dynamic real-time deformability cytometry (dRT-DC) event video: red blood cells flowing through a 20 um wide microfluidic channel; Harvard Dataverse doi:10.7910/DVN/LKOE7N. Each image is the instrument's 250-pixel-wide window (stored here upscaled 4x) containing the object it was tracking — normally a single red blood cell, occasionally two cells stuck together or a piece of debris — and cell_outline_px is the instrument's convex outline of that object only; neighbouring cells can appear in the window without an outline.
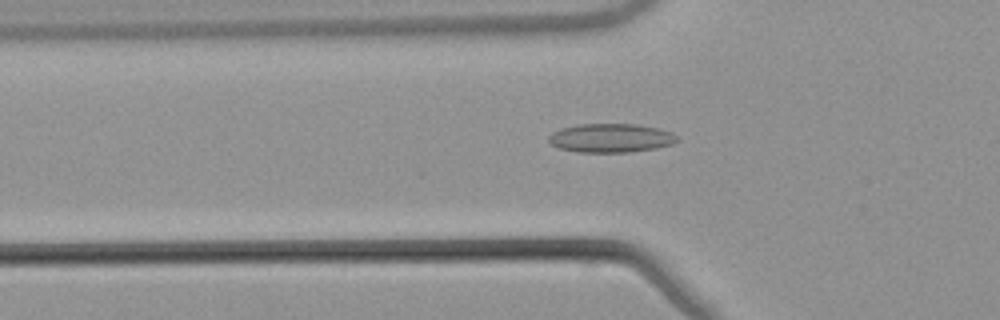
{"species": "common noctule bat (a hibernating species)", "species_latin": "Nyctalus noctula", "temperature_condition": "warm", "stored_images_in_passage": 53, "camera_frame_rate_fps": 3000, "um_per_image_px": 0.085, "animal": {"sex": "male", "body_mass_g": 21.5, "forearm_length_mm": 52.0}, "frame": {"image": 1, "passage_image": 18, "time_ms": 5.667, "image_size_px": [1000, 320], "cell_outline_px": [[680, 140], [672, 144], [656, 148], [628, 152], [576, 152], [560, 148], [552, 144], [548, 140], [548, 136], [552, 132], [560, 128], [576, 124], [636, 124], [660, 128], [672, 132]], "centroid_in_image_um": [51.92, 11.72], "position_along_channel_um": 73.9, "area_um2": 21.73}}
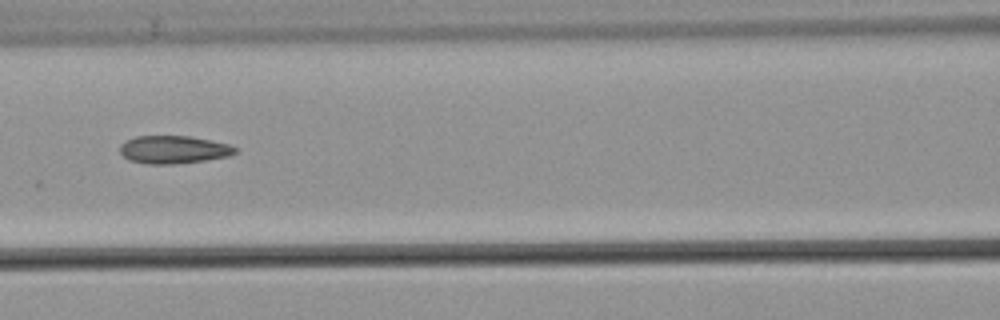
{"frame": {"image": 2, "passage_image": 24, "time_ms": 7.667, "image_size_px": [1000, 320], "cell_outline_px": [[240, 148], [236, 152], [228, 156], [204, 160], [176, 164], [148, 164], [128, 160], [120, 152], [120, 144], [124, 140], [136, 136], [188, 136], [228, 144]], "centroid_in_image_um": [14.72, 12.72], "position_along_channel_um": 151.9, "area_um2": 18.73}}
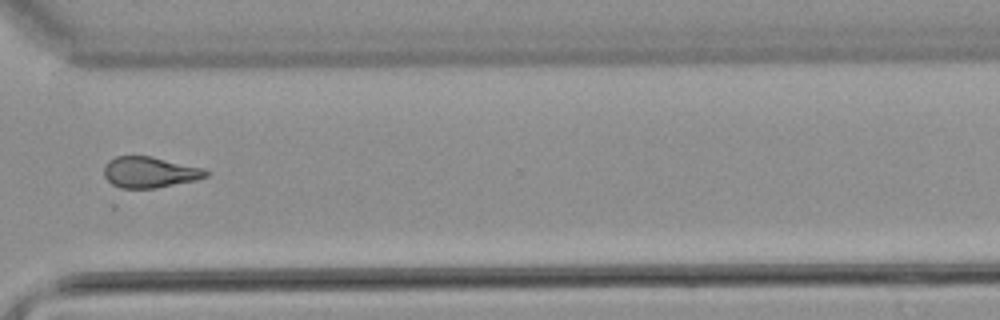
{"frame": {"image": 3, "passage_image": 40, "time_ms": 13.0, "image_size_px": [1000, 320], "cell_outline_px": [[208, 176], [196, 180], [156, 188], [124, 192], [120, 192], [104, 176], [104, 164], [108, 160], [116, 156], [152, 156], [204, 168], [208, 172]], "centroid_in_image_um": [12.65, 14.68], "position_along_channel_um": 357.9, "area_um2": 19.19}, "authors_computed_cell_mechanics": {"area_um2": 18.9006, "velocity_mm_per_s": 3.8663, "shape_relaxation_time_tau1_ms": null, "shape_relaxation_time_tau2_ms": 2.815, "deformation_change_tau1": null, "deformation_change_tau2": 0.105}}